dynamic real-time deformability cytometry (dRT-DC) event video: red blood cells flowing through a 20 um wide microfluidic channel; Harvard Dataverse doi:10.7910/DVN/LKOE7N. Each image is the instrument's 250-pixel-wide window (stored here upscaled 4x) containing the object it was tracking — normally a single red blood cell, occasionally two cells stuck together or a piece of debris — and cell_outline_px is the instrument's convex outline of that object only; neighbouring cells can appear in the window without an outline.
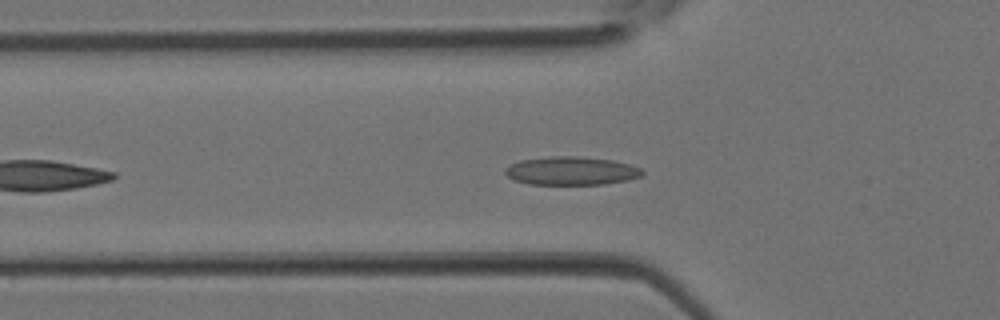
{"species": "Egyptian fruit bat (a non-hibernating species)", "species_latin": "Rousettus aegyptiacus", "temperature_condition": "room temperature", "stored_images_in_passage": 28, "camera_frame_rate_fps": 3000, "um_per_image_px": 0.085, "animal": {"sex": "female"}, "frame": {"image": 1, "passage_image": 5, "time_ms": 1.333, "image_size_px": [1000, 320], "cell_outline_px": [[644, 172], [640, 176], [628, 180], [604, 184], [528, 184], [516, 180], [508, 176], [504, 172], [504, 168], [520, 160], [548, 156], [580, 156], [612, 160], [628, 164], [640, 168]], "centroid_in_image_um": [48.55, 14.51], "position_along_channel_um": 77.3, "area_um2": 22.6}}
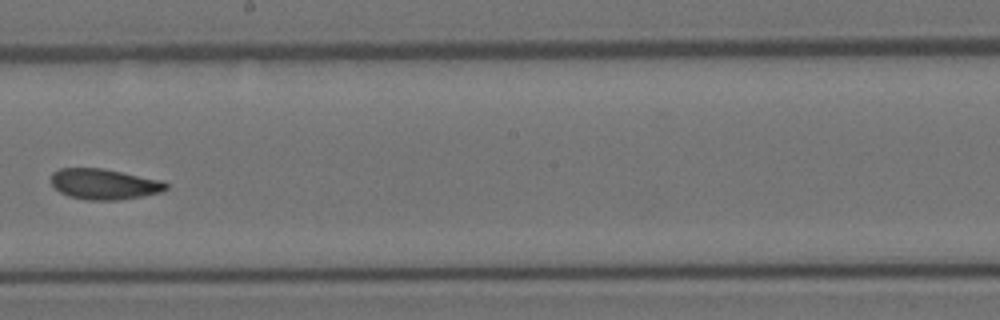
{"frame": {"image": 2, "passage_image": 14, "time_ms": 4.333, "image_size_px": [1000, 320], "cell_outline_px": [[168, 188], [160, 192], [120, 200], [88, 200], [68, 196], [60, 192], [52, 184], [52, 172], [60, 168], [100, 168], [160, 180], [168, 184]], "centroid_in_image_um": [8.82, 15.65], "position_along_channel_um": 239.4, "area_um2": 20.23}}
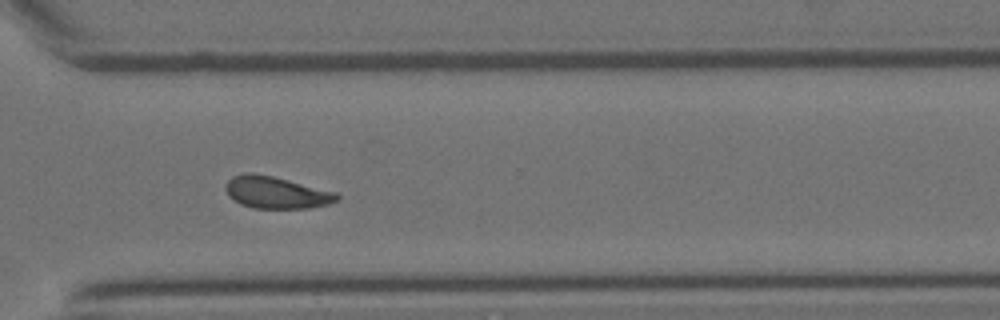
{"frame": {"image": 3, "passage_image": 20, "time_ms": 6.333, "image_size_px": [1000, 320], "cell_outline_px": [[340, 200], [328, 204], [308, 208], [252, 208], [240, 204], [232, 200], [228, 196], [224, 188], [228, 180], [232, 176], [244, 172], [252, 172], [272, 176], [336, 192], [340, 196]], "centroid_in_image_um": [23.44, 16.36], "position_along_channel_um": 347.2, "area_um2": 20.92}}